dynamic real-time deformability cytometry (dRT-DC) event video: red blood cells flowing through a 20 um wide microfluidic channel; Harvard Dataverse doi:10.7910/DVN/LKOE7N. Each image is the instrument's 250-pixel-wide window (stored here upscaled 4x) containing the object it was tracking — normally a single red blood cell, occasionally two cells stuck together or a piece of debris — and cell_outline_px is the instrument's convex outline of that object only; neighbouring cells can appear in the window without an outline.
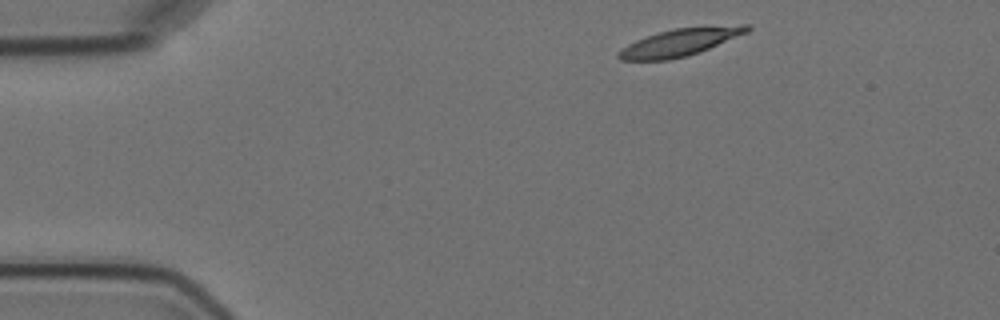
{"species": "Egyptian fruit bat (a non-hibernating species)", "species_latin": "Rousettus aegyptiacus", "temperature_condition": "cold", "stored_images_in_passage": 4, "camera_frame_rate_fps": 3000, "um_per_image_px": 0.085, "animal": {"sex": "female"}, "frame": {"image": 1, "passage_image": 1, "time_ms": 0.0, "image_size_px": [1000, 320], "cell_outline_px": [[752, 28], [748, 32], [700, 52], [668, 60], [620, 60], [616, 56], [616, 52], [628, 44], [636, 40], [660, 32], [676, 28], [740, 24], [748, 24]], "centroid_in_image_um": [57.81, 3.59], "position_along_channel_um": 27.2, "area_um2": 20.4}}
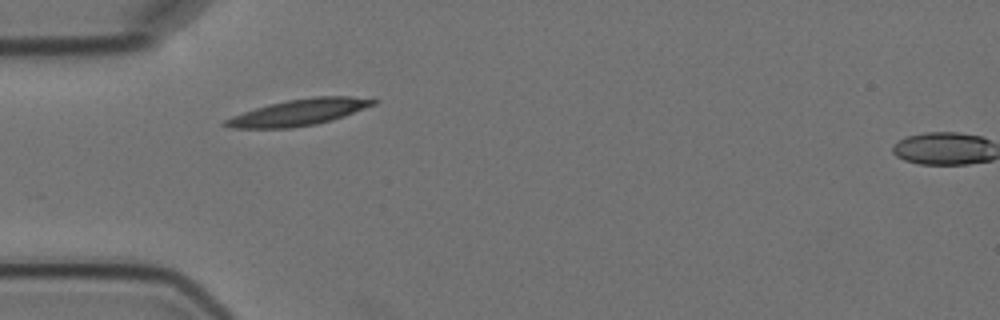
{"frame": {"image": 2, "passage_image": 3, "time_ms": 2.667, "image_size_px": [1000, 320], "cell_outline_px": [[380, 100], [376, 104], [344, 116], [332, 120], [316, 124], [292, 128], [232, 128], [220, 124], [224, 120], [232, 116], [268, 104], [288, 100], [312, 96], [352, 96]], "centroid_in_image_um": [25.42, 9.54], "position_along_channel_um": 59.6, "area_um2": 22.72}}
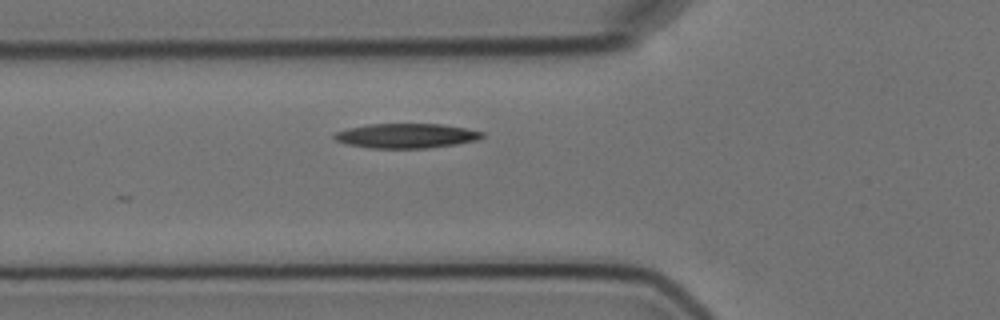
{"frame": {"image": 3, "passage_image": 4, "time_ms": 3.667, "image_size_px": [1000, 320], "cell_outline_px": [[484, 136], [476, 140], [456, 144], [428, 148], [372, 148], [344, 144], [336, 140], [332, 136], [336, 132], [348, 128], [368, 124], [440, 124], [464, 128], [484, 132]], "centroid_in_image_um": [34.5, 11.54], "position_along_channel_um": 91.3, "area_um2": 21.15}}